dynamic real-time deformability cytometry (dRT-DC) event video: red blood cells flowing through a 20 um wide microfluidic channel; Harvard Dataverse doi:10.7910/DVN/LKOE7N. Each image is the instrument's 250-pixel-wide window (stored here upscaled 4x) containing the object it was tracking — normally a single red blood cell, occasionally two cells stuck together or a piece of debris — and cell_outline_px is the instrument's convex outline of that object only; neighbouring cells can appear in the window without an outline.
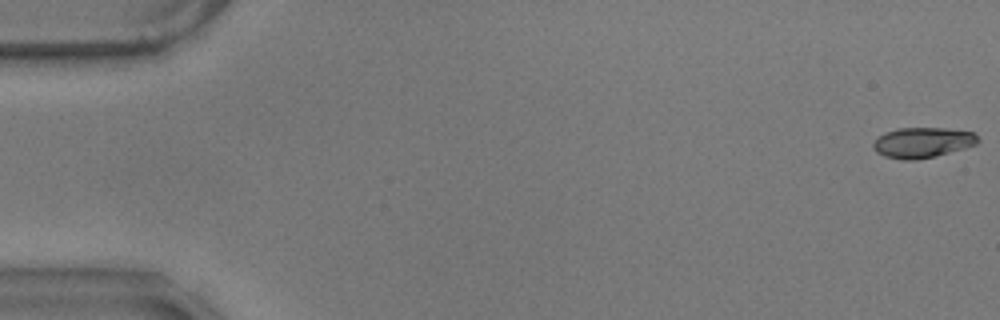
{"species": "common noctule bat (a hibernating species)", "species_latin": "Nyctalus noctula", "temperature_condition": "warm", "stored_images_in_passage": 56, "camera_frame_rate_fps": 3000, "um_per_image_px": 0.085, "animal": {"sex": "male", "body_mass_g": 17.9}, "frame": {"image": 1, "passage_image": 1, "time_ms": 0.0, "image_size_px": [1000, 320], "cell_outline_px": [[980, 140], [976, 144], [964, 148], [936, 156], [916, 160], [904, 160], [884, 156], [876, 152], [872, 148], [872, 144], [884, 132], [896, 128], [944, 128], [972, 132]], "centroid_in_image_um": [78.38, 12.12], "position_along_channel_um": 6.6, "area_um2": 18.5}}
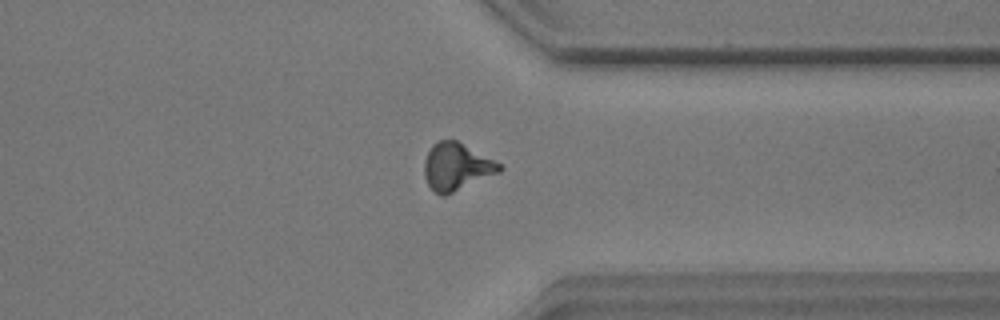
{"frame": {"image": 2, "passage_image": 45, "time_ms": 14.667, "image_size_px": [1000, 320], "cell_outline_px": [[504, 168], [500, 172], [444, 196], [440, 196], [428, 184], [424, 176], [424, 160], [432, 144], [440, 140], [456, 140], [500, 164]], "centroid_in_image_um": [38.78, 14.18], "position_along_channel_um": 372.6, "area_um2": 20.4}}
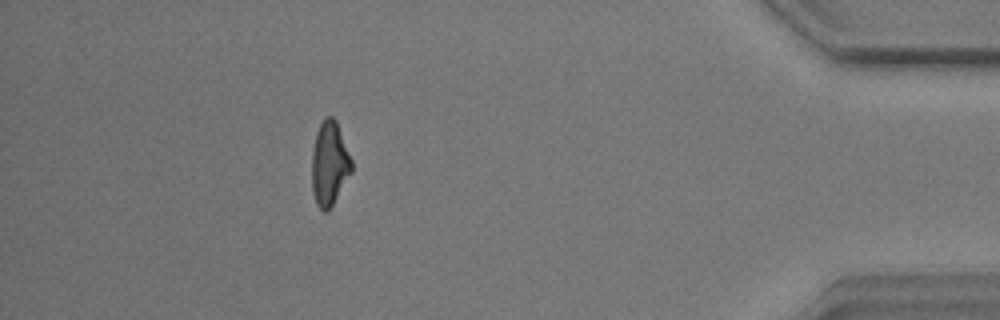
{"frame": {"image": 3, "passage_image": 52, "time_ms": 17.0, "image_size_px": [1000, 320], "cell_outline_px": [[352, 172], [328, 212], [324, 212], [316, 204], [312, 192], [312, 152], [316, 132], [320, 124], [328, 116], [332, 116], [336, 120], [352, 160]], "centroid_in_image_um": [28.0, 13.93], "position_along_channel_um": 407.2, "area_um2": 19.48}, "authors_computed_cell_mechanics": {"area_um2": 19.4786, "velocity_mm_per_s": 3.5264, "shape_relaxation_time_tau1_ms": 5.5914, "shape_relaxation_time_tau2_ms": 1.9466, "deformation_change_tau1": 0.1987, "deformation_change_tau2": 0.0964}}